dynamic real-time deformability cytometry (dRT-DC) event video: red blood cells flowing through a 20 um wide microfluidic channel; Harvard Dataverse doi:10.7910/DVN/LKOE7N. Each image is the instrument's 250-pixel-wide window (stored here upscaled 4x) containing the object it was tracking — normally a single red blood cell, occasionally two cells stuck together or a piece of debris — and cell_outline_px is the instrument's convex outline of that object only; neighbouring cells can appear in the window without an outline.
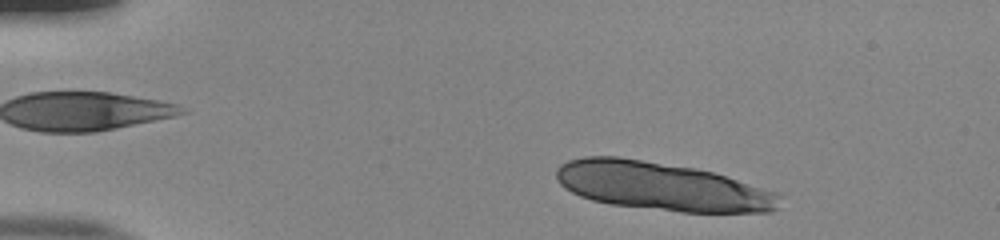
{"species": "human", "species_latin": "Homo sapiens", "temperature_condition": "room temperature", "stored_images_in_passage": 12, "camera_frame_rate_fps": 3000, "um_per_image_px": 0.085, "donor": {"sex": "male"}, "frame": {"image": 1, "passage_image": 3, "time_ms": 0.667, "image_size_px": [1000, 240], "cell_outline_px": [[780, 196], [776, 208], [772, 212], [680, 212], [612, 204], [592, 200], [580, 196], [564, 188], [556, 180], [556, 168], [560, 164], [568, 160], [584, 156], [620, 156], [696, 168], [712, 172], [780, 192]], "centroid_in_image_um": [56.23, 15.83], "position_along_channel_um": 28.8, "area_um2": 63.18}}